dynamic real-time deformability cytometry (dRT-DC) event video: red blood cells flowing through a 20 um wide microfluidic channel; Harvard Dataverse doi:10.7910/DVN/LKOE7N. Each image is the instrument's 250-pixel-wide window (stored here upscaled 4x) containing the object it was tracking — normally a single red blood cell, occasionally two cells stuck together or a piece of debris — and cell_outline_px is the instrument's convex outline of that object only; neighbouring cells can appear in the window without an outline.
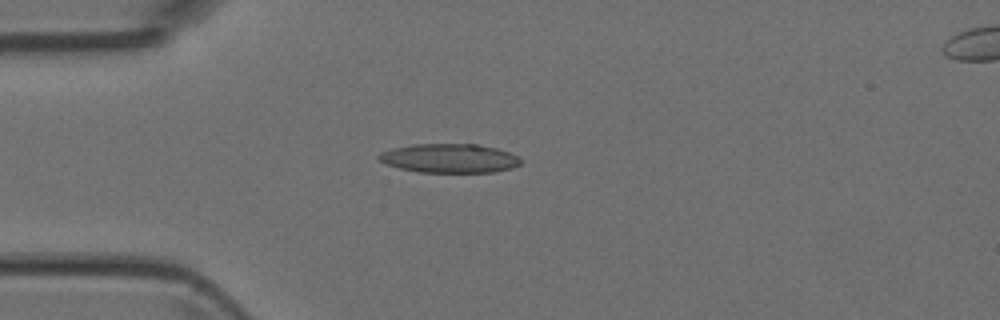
{"species": "Egyptian fruit bat (a non-hibernating species)", "species_latin": "Rousettus aegyptiacus", "temperature_condition": "room temperature", "stored_images_in_passage": 4, "camera_frame_rate_fps": 3000, "um_per_image_px": 0.085, "animal": {"sex": "female"}, "frame": {"image": 1, "passage_image": 3, "time_ms": 2.333, "image_size_px": [1000, 320], "cell_outline_px": [[520, 164], [512, 168], [492, 172], [420, 172], [400, 168], [388, 164], [380, 160], [376, 156], [380, 152], [392, 148], [412, 144], [476, 144], [496, 148], [520, 156]], "centroid_in_image_um": [38.2, 13.45], "position_along_channel_um": 46.8, "area_um2": 23.93}}